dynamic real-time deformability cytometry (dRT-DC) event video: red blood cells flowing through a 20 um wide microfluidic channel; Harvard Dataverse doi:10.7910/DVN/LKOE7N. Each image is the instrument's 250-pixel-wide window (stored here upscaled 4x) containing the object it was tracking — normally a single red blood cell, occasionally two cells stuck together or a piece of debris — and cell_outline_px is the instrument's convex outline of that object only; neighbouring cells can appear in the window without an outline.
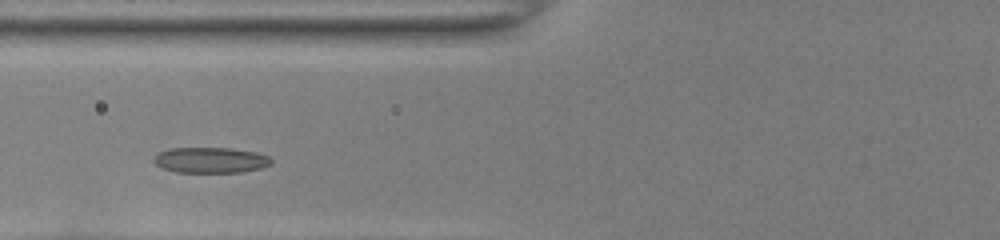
{"species": "common noctule bat (a hibernating species)", "species_latin": "Nyctalus noctula", "temperature_condition": "room temperature", "stored_images_in_passage": 32, "camera_frame_rate_fps": 3000, "um_per_image_px": 0.085, "animal": {"sex": "female", "body_mass_g": 22.0, "forearm_length_mm": 56.7}, "frame": {"image": 1, "passage_image": 7, "time_ms": 2.0, "image_size_px": [1000, 240], "cell_outline_px": [[272, 164], [260, 168], [240, 172], [176, 172], [160, 168], [152, 160], [160, 152], [172, 148], [228, 148], [256, 152], [268, 156], [272, 160]], "centroid_in_image_um": [17.89, 13.61], "position_along_channel_um": 107.9, "area_um2": 17.46}}
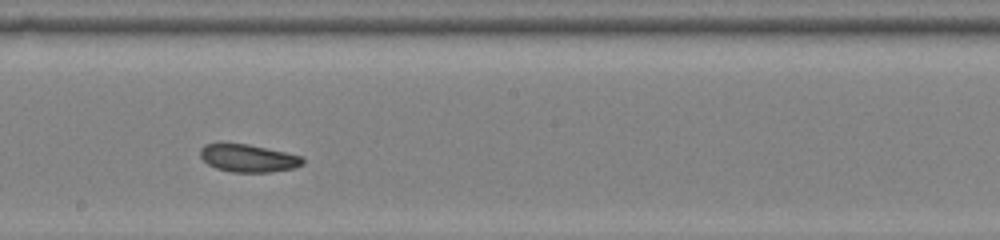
{"frame": {"image": 2, "passage_image": 16, "time_ms": 5.0, "image_size_px": [1000, 240], "cell_outline_px": [[304, 164], [296, 168], [272, 172], [232, 172], [216, 168], [208, 164], [200, 156], [200, 148], [204, 144], [248, 144], [284, 152], [300, 156], [304, 160]], "centroid_in_image_um": [21.11, 13.46], "position_along_channel_um": 227.1, "area_um2": 16.42}}
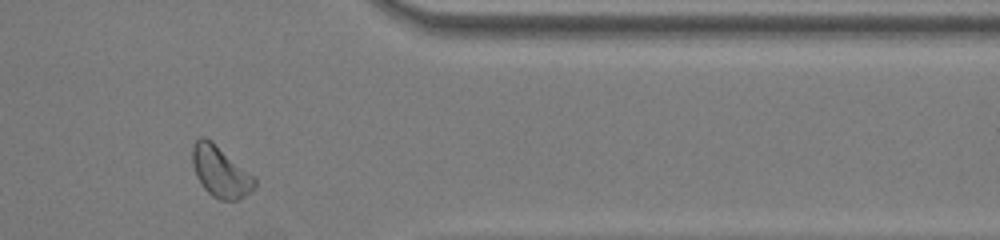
{"frame": {"image": 3, "passage_image": 29, "time_ms": 9.333, "image_size_px": [1000, 240], "cell_outline_px": [[256, 184], [244, 196], [236, 200], [220, 200], [212, 196], [204, 188], [196, 176], [192, 164], [192, 148], [196, 140], [200, 136], [204, 136], [212, 140], [252, 176], [256, 180]], "centroid_in_image_um": [18.68, 14.57], "position_along_channel_um": 392.7, "area_um2": 18.15}, "authors_computed_cell_mechanics": {"area_um2": 17.2822, "velocity_mm_per_s": 3.9825, "shape_relaxation_time_tau1_ms": 5.3178, "shape_relaxation_time_tau2_ms": 3.8058, "deformation_change_tau1": 0.1344, "deformation_change_tau2": 0.0933}}